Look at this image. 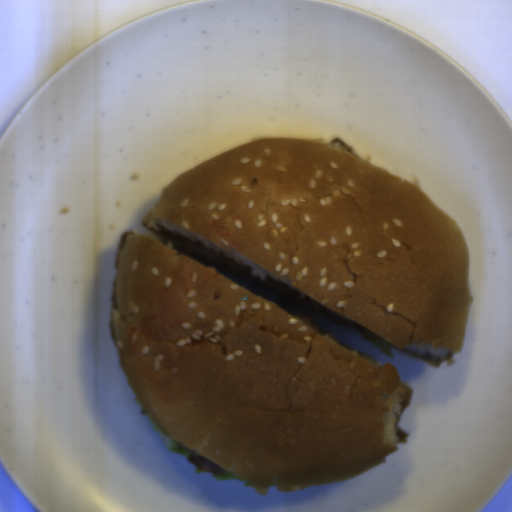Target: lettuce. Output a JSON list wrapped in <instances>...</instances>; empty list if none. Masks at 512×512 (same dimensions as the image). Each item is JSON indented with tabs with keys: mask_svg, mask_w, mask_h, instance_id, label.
Wrapping results in <instances>:
<instances>
[{
	"mask_svg": "<svg viewBox=\"0 0 512 512\" xmlns=\"http://www.w3.org/2000/svg\"><path fill=\"white\" fill-rule=\"evenodd\" d=\"M212 477L215 478L216 480H238L240 482H246L244 481L243 479L237 477L236 475L232 474L231 472H229L227 469L226 471L223 473V474H213L211 473Z\"/></svg>",
	"mask_w": 512,
	"mask_h": 512,
	"instance_id": "obj_2",
	"label": "lettuce"
},
{
	"mask_svg": "<svg viewBox=\"0 0 512 512\" xmlns=\"http://www.w3.org/2000/svg\"><path fill=\"white\" fill-rule=\"evenodd\" d=\"M160 432L162 434V437L164 439V442H165V445H166L167 449L173 451L174 453H176L178 455H182V456H185V457H188V456H191V455H194V454H198V453L188 449L184 445L180 444L179 442H177L176 440H174L173 438H171L170 436H168L167 434H165L161 430H160Z\"/></svg>",
	"mask_w": 512,
	"mask_h": 512,
	"instance_id": "obj_1",
	"label": "lettuce"
}]
</instances>
